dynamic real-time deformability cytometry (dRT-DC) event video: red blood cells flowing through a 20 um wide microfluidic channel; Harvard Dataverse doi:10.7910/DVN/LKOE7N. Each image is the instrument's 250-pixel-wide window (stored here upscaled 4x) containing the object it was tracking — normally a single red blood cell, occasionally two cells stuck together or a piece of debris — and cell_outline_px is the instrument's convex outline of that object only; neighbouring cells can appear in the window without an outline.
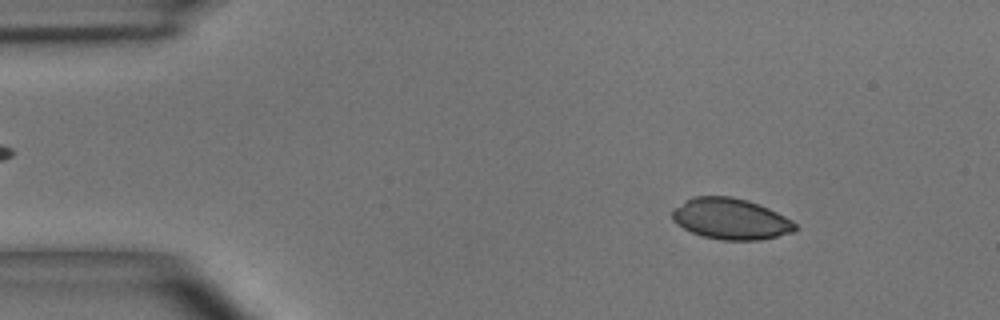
{"species": "common noctule bat (a hibernating species)", "species_latin": "Nyctalus noctula", "temperature_condition": "room temperature", "stored_images_in_passage": 48, "camera_frame_rate_fps": 3000, "um_per_image_px": 0.085, "animal": {"sex": "male", "body_mass_g": 15.6}, "frame": {"image": 1, "passage_image": 6, "time_ms": 1.667, "image_size_px": [1000, 320], "cell_outline_px": [[800, 228], [792, 232], [776, 236], [756, 240], [724, 240], [704, 236], [692, 232], [676, 224], [672, 220], [672, 208], [684, 200], [692, 196], [732, 196], [748, 200], [768, 208], [792, 220]], "centroid_in_image_um": [62.08, 18.58], "position_along_channel_um": 22.9, "area_um2": 29.48}}
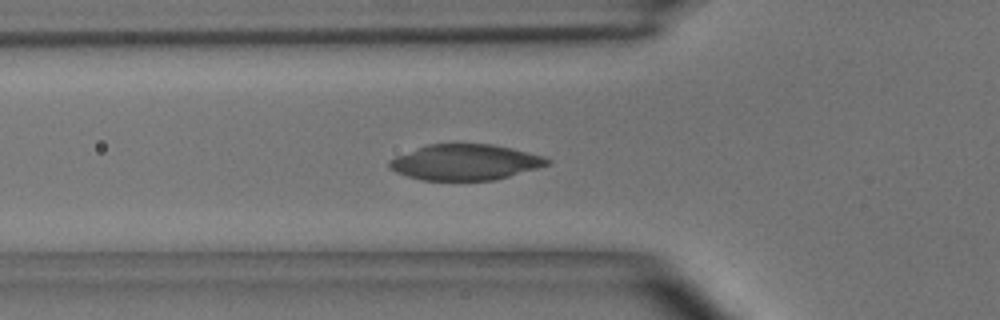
{"frame": {"image": 2, "passage_image": 16, "time_ms": 5.0, "image_size_px": [1000, 320], "cell_outline_px": [[552, 164], [496, 180], [420, 180], [396, 172], [388, 168], [388, 160], [396, 156], [428, 144], [492, 144], [512, 148], [544, 156], [552, 160]], "centroid_in_image_um": [39.57, 13.79], "position_along_channel_um": 86.2, "area_um2": 33.0}}
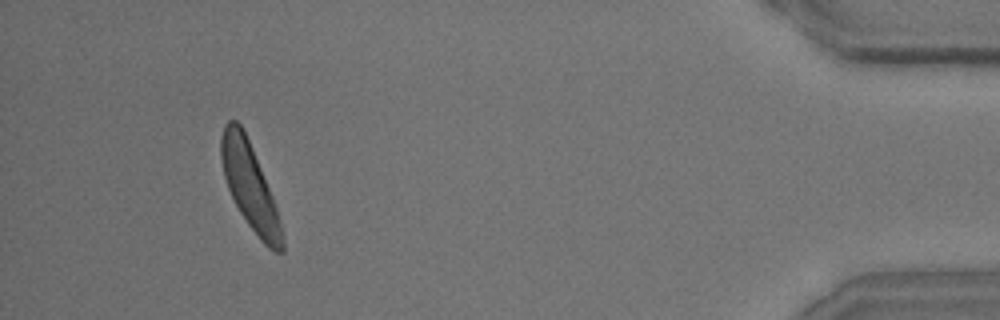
{"frame": {"image": 3, "passage_image": 45, "time_ms": 14.667, "image_size_px": [1000, 320], "cell_outline_px": [[284, 252], [276, 252], [268, 248], [260, 240], [248, 224], [240, 212], [228, 188], [224, 176], [220, 156], [220, 136], [224, 124], [228, 120], [236, 120], [240, 124], [252, 148], [272, 196], [284, 232]], "centroid_in_image_um": [21.23, 15.85], "position_along_channel_um": 414.0, "area_um2": 30.29}}